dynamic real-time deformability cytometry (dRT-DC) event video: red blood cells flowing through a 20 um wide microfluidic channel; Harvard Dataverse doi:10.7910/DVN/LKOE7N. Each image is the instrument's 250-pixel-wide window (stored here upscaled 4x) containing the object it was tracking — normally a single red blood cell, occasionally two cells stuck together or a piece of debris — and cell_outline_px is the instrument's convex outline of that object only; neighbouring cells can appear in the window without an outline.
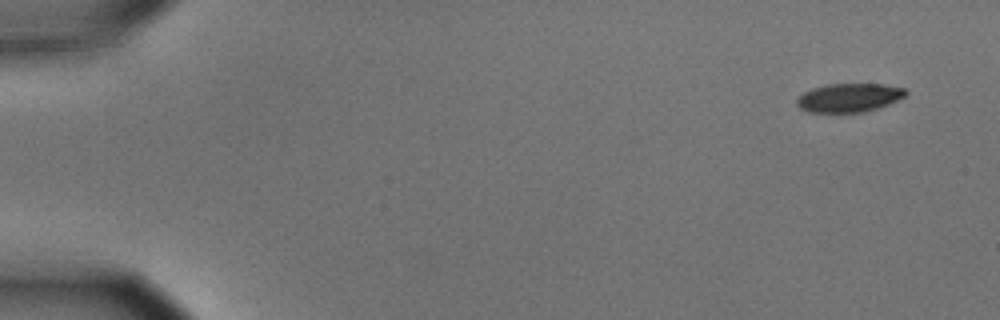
{"species": "common noctule bat (a hibernating species)", "species_latin": "Nyctalus noctula", "temperature_condition": "cold", "stored_images_in_passage": 5, "camera_frame_rate_fps": 3000, "um_per_image_px": 0.085, "animal": {"sex": "male", "body_mass_g": 15.6}, "frame": {"image": 1, "passage_image": 1, "time_ms": 0.0, "image_size_px": [1000, 320], "cell_outline_px": [[908, 92], [904, 96], [888, 104], [864, 112], [808, 112], [800, 108], [796, 104], [796, 100], [804, 92], [812, 88], [828, 84], [884, 84], [904, 88]], "centroid_in_image_um": [72.15, 8.3], "position_along_channel_um": 12.9, "area_um2": 18.03}}
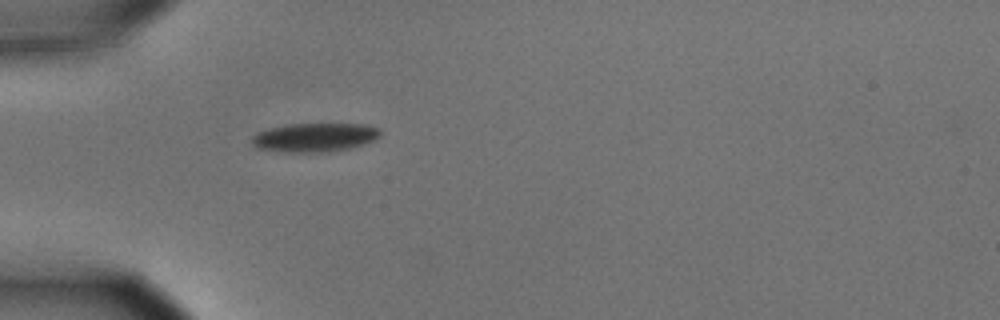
{"frame": {"image": 2, "passage_image": 5, "time_ms": 1.333, "image_size_px": [1000, 320], "cell_outline_px": [[380, 136], [364, 144], [348, 148], [328, 152], [288, 152], [256, 148], [252, 144], [252, 136], [256, 132], [268, 128], [288, 124], [364, 124], [380, 128]], "centroid_in_image_um": [26.72, 11.67], "position_along_channel_um": 58.3, "area_um2": 21.56}}